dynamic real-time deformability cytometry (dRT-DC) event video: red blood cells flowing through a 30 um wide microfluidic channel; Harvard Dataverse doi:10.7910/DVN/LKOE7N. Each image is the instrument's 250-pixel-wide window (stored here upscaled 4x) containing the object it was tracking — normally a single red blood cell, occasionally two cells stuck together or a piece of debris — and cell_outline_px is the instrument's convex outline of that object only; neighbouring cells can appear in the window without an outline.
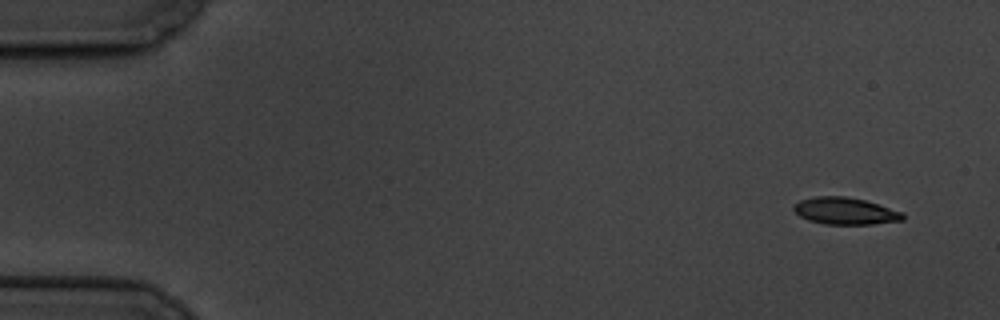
{"species": "common noctule bat (a hibernating species)", "species_latin": "Nyctalus noctula", "temperature_condition": "cold", "stored_images_in_passage": 6, "camera_frame_rate_fps": 3000, "um_per_image_px": 0.085, "animal": {"sex": "male", "body_mass_g": 19.5, "forearm_length_mm": 54.6}, "frame": {"image": 1, "passage_image": 1, "time_ms": 0.0, "image_size_px": [1000, 320], "cell_outline_px": [[904, 220], [872, 224], [824, 224], [808, 220], [800, 216], [792, 208], [800, 200], [816, 196], [844, 196], [864, 200], [904, 212]], "centroid_in_image_um": [71.85, 17.94], "position_along_channel_um": 13.1, "area_um2": 17.05}}
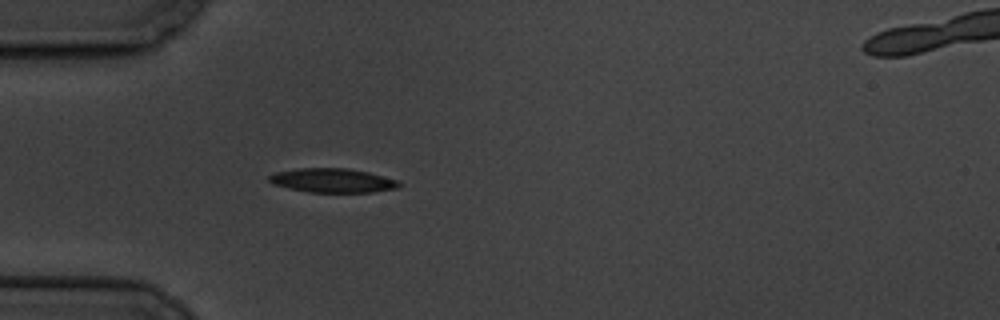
{"frame": {"image": 2, "passage_image": 5, "time_ms": 4.667, "image_size_px": [1000, 320], "cell_outline_px": [[400, 184], [396, 188], [372, 192], [308, 192], [272, 184], [268, 180], [268, 176], [276, 172], [300, 168], [348, 168], [368, 172], [400, 180]], "centroid_in_image_um": [28.27, 15.33], "position_along_channel_um": 56.7, "area_um2": 18.21}}